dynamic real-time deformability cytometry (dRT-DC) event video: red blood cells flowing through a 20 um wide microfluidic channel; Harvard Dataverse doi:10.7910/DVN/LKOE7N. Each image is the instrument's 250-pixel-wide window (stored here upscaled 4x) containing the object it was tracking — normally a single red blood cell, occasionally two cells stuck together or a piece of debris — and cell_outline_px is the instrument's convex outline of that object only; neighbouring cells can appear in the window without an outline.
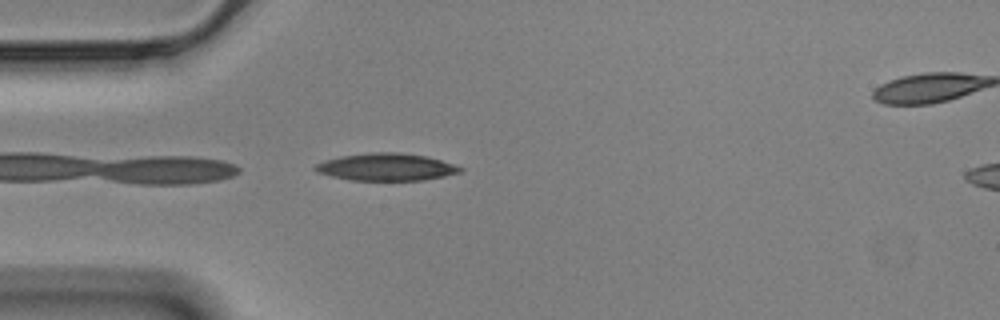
{"species": "Egyptian fruit bat (a non-hibernating species)", "species_latin": "Rousettus aegyptiacus", "temperature_condition": "cold", "stored_images_in_passage": 5, "camera_frame_rate_fps": 3000, "um_per_image_px": 0.085, "animal": {"sex": "male"}, "frame": {"image": 1, "passage_image": 1, "time_ms": 0.0, "image_size_px": [1000, 320], "cell_outline_px": [[464, 168], [460, 172], [444, 176], [424, 180], [352, 180], [332, 176], [316, 172], [312, 168], [316, 164], [324, 160], [340, 156], [368, 152], [400, 152], [428, 156]], "centroid_in_image_um": [32.8, 14.18], "position_along_channel_um": 52.2, "area_um2": 23.12}}